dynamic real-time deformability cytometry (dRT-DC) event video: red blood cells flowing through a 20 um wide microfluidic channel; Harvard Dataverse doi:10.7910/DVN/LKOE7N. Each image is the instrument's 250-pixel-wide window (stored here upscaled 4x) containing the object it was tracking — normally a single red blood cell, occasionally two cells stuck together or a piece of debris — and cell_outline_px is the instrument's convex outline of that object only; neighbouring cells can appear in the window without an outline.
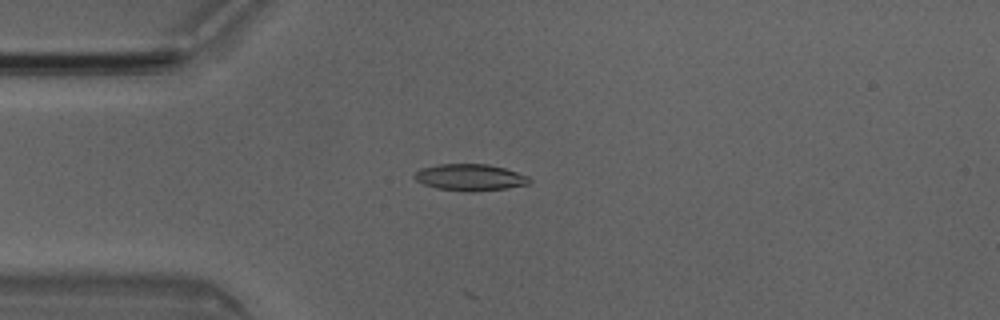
{"species": "Egyptian fruit bat (a non-hibernating species)", "species_latin": "Rousettus aegyptiacus", "temperature_condition": "room temperature", "stored_images_in_passage": 21, "camera_frame_rate_fps": 3000, "um_per_image_px": 0.085, "animal": {"sex": "male"}, "frame": {"image": 1, "passage_image": 6, "time_ms": 1.667, "image_size_px": [1000, 320], "cell_outline_px": [[532, 180], [528, 184], [504, 188], [476, 192], [468, 192], [436, 188], [424, 184], [416, 180], [412, 176], [420, 168], [440, 164], [488, 164], [504, 168], [528, 176]], "centroid_in_image_um": [39.93, 15.08], "position_along_channel_um": 45.1, "area_um2": 17.8}}
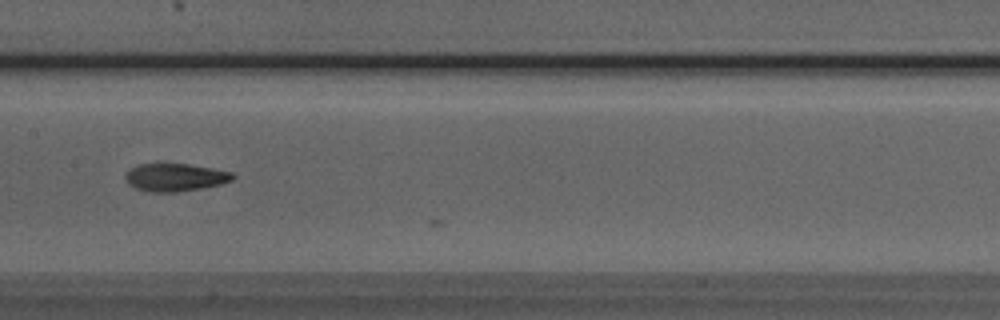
{"frame": {"image": 2, "passage_image": 18, "time_ms": 5.667, "image_size_px": [1000, 320], "cell_outline_px": [[236, 176], [232, 180], [220, 184], [200, 188], [176, 192], [148, 192], [136, 188], [128, 184], [124, 180], [124, 176], [132, 168], [140, 164], [188, 164], [212, 168], [232, 172]], "centroid_in_image_um": [14.88, 15.08], "position_along_channel_um": 192.5, "area_um2": 17.28}}